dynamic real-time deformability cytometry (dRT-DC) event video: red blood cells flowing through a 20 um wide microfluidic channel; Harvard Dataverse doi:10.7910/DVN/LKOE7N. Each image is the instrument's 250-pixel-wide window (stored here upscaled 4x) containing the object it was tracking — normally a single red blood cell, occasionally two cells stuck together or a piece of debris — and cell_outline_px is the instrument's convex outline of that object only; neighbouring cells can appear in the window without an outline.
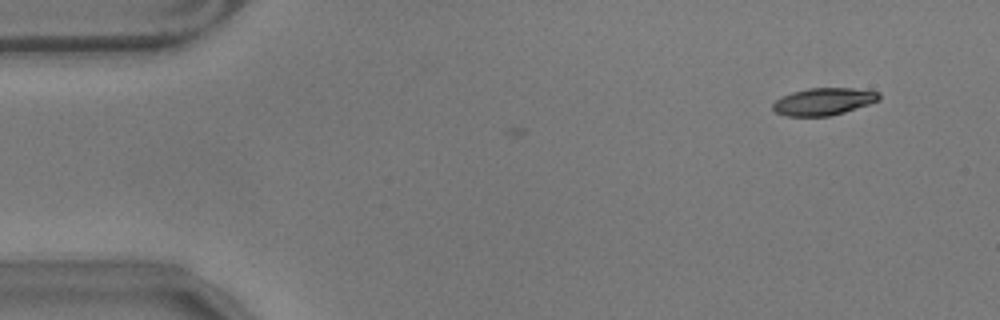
{"species": "common noctule bat (a hibernating species)", "species_latin": "Nyctalus noctula", "temperature_condition": "warm", "stored_images_in_passage": 3, "camera_frame_rate_fps": 3000, "um_per_image_px": 0.085, "animal": {"sex": "male", "body_mass_g": 17.9}, "frame": {"image": 1, "passage_image": 3, "time_ms": 0.667, "image_size_px": [1000, 320], "cell_outline_px": [[880, 100], [844, 112], [828, 116], [788, 116], [776, 112], [772, 108], [772, 104], [780, 96], [792, 92], [808, 88], [852, 88], [880, 92]], "centroid_in_image_um": [69.99, 8.62], "position_along_channel_um": 15.0, "area_um2": 16.82}}